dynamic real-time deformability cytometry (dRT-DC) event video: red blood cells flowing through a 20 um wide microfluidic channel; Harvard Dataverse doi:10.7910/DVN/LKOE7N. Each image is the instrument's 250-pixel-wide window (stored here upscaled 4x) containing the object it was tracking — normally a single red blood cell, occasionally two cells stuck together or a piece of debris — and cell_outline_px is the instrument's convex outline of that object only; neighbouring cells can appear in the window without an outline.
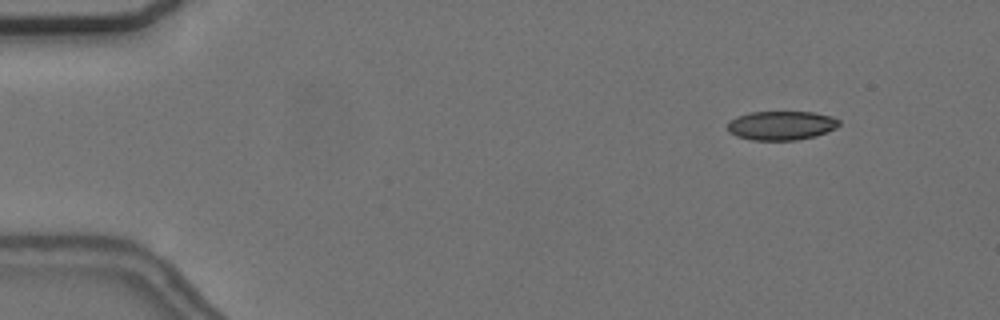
{"species": "common noctule bat (a hibernating species)", "species_latin": "Nyctalus noctula", "temperature_condition": "cold", "stored_images_in_passage": 5, "camera_frame_rate_fps": 3000, "um_per_image_px": 0.085, "animal": {"sex": "female", "body_mass_g": 24.6, "forearm_length_mm": 56.2}, "frame": {"image": 1, "passage_image": 2, "time_ms": 1.333, "image_size_px": [1000, 320], "cell_outline_px": [[840, 124], [836, 128], [816, 136], [796, 140], [752, 140], [736, 136], [728, 132], [728, 120], [736, 116], [752, 112], [812, 112], [832, 116], [840, 120]], "centroid_in_image_um": [66.4, 10.66], "position_along_channel_um": 18.6, "area_um2": 19.02}}
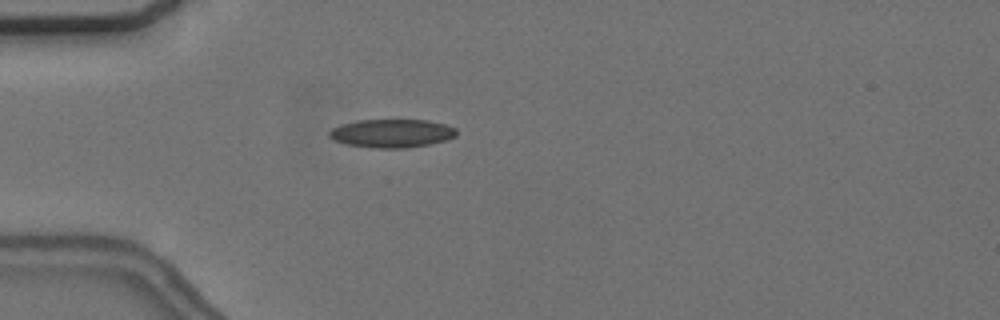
{"frame": {"image": 2, "passage_image": 5, "time_ms": 4.667, "image_size_px": [1000, 320], "cell_outline_px": [[456, 136], [448, 140], [428, 144], [404, 148], [372, 148], [348, 144], [336, 140], [328, 136], [328, 132], [332, 128], [340, 124], [360, 120], [428, 120], [444, 124], [456, 128]], "centroid_in_image_um": [33.31, 11.33], "position_along_channel_um": 51.7, "area_um2": 20.98}}